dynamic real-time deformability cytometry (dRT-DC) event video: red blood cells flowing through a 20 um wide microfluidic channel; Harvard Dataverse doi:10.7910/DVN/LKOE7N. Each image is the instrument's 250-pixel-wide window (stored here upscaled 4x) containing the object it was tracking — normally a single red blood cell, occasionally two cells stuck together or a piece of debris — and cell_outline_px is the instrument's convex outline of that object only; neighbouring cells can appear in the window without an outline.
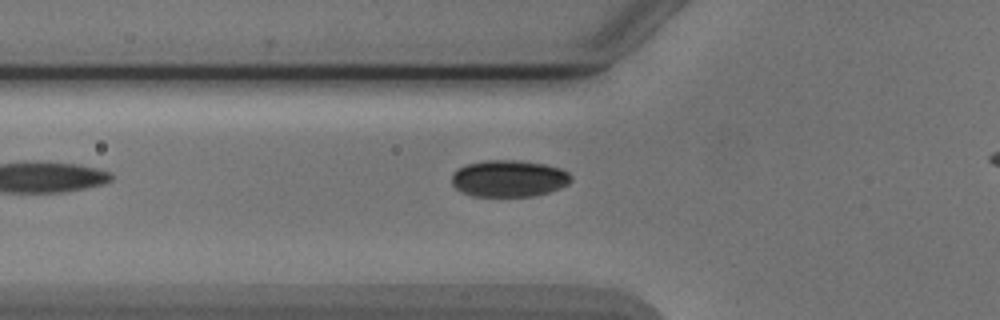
{"species": "Egyptian fruit bat (a non-hibernating species)", "species_latin": "Rousettus aegyptiacus", "temperature_condition": "cold", "stored_images_in_passage": 5, "camera_frame_rate_fps": 3000, "um_per_image_px": 0.085, "animal": {"sex": "male"}, "frame": {"image": 1, "passage_image": 5, "time_ms": 5.667, "image_size_px": [1000, 320], "cell_outline_px": [[572, 180], [568, 184], [560, 188], [536, 196], [472, 196], [460, 192], [452, 184], [452, 172], [456, 168], [464, 164], [484, 160], [520, 160], [544, 164], [560, 168], [568, 172], [572, 176]], "centroid_in_image_um": [43.22, 15.16], "position_along_channel_um": 82.6, "area_um2": 25.95}}